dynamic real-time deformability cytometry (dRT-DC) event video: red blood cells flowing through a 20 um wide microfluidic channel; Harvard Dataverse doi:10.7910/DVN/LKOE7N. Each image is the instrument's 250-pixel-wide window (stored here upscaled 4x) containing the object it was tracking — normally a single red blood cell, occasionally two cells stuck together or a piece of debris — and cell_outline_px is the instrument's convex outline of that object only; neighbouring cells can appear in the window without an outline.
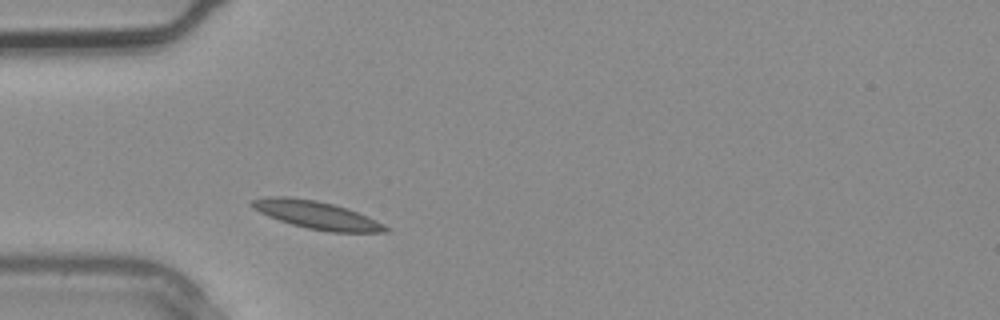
{"species": "common noctule bat (a hibernating species)", "species_latin": "Nyctalus noctula", "temperature_condition": "warm", "stored_images_in_passage": 3, "camera_frame_rate_fps": 3000, "um_per_image_px": 0.085, "animal": {"sex": "male", "body_mass_g": 20.4}, "frame": {"image": 1, "passage_image": 3, "time_ms": 0.667, "image_size_px": [1000, 320], "cell_outline_px": [[392, 232], [328, 232], [308, 228], [292, 224], [268, 216], [260, 212], [248, 204], [252, 200], [264, 196], [284, 196], [316, 200], [348, 208], [376, 220], [384, 224]], "centroid_in_image_um": [26.91, 18.27], "position_along_channel_um": 58.1, "area_um2": 21.62}}